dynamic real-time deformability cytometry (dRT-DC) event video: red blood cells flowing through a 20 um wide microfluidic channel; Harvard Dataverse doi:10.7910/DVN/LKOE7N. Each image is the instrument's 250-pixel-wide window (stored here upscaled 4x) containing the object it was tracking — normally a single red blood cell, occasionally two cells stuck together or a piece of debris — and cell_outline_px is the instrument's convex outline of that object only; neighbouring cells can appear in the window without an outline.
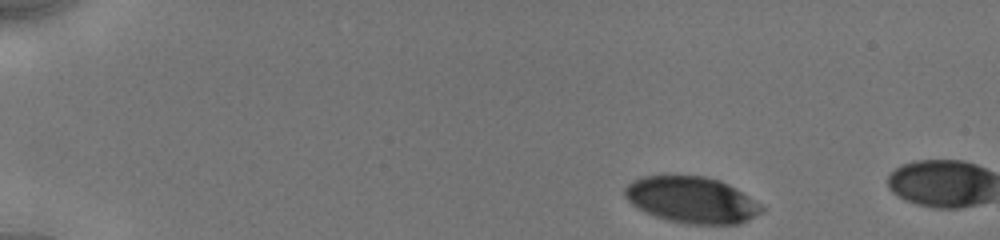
{"species": "human", "species_latin": "Homo sapiens", "temperature_condition": "cold", "stored_images_in_passage": 7, "camera_frame_rate_fps": 3000, "um_per_image_px": 0.085, "donor": {"sex": "male"}, "frame": {"image": 1, "passage_image": 1, "time_ms": 0.0, "image_size_px": [1000, 240], "cell_outline_px": [[764, 212], [740, 224], [688, 224], [668, 220], [644, 212], [636, 208], [624, 196], [624, 188], [632, 180], [644, 176], [704, 176], [720, 180], [736, 188], [760, 204], [764, 208]], "centroid_in_image_um": [58.8, 17.0], "position_along_channel_um": 26.2, "area_um2": 36.99}}